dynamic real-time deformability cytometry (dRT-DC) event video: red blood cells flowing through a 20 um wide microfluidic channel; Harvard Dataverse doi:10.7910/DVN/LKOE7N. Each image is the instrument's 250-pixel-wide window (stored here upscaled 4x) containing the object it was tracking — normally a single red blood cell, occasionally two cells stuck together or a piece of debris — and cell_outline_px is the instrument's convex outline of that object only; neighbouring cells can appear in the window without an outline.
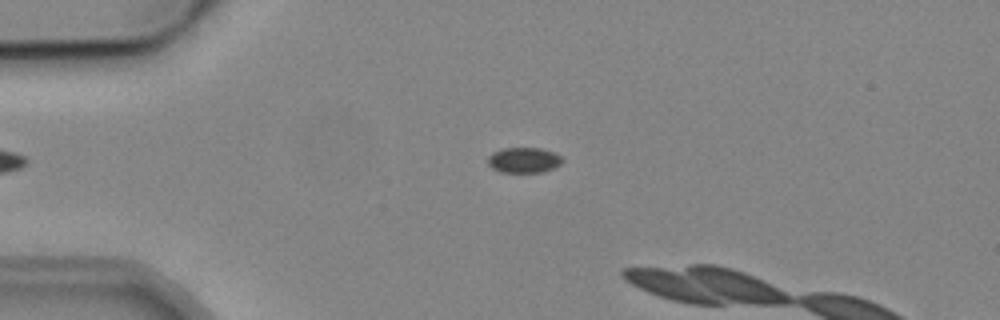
{"species": "common noctule bat (a hibernating species)", "species_latin": "Nyctalus noctula", "temperature_condition": "cold", "stored_images_in_passage": 3, "camera_frame_rate_fps": 3000, "um_per_image_px": 0.085, "animal": {"sex": "male", "body_mass_g": 19.2, "forearm_length_mm": 51.8}, "frame": {"image": 1, "passage_image": 2, "time_ms": 1.0, "image_size_px": [1000, 320], "cell_outline_px": [[564, 160], [560, 164], [544, 172], [500, 172], [492, 168], [488, 164], [488, 156], [492, 152], [504, 148], [540, 148], [552, 152], [560, 156]], "centroid_in_image_um": [44.5, 13.61], "position_along_channel_um": 40.5, "area_um2": 10.98}}